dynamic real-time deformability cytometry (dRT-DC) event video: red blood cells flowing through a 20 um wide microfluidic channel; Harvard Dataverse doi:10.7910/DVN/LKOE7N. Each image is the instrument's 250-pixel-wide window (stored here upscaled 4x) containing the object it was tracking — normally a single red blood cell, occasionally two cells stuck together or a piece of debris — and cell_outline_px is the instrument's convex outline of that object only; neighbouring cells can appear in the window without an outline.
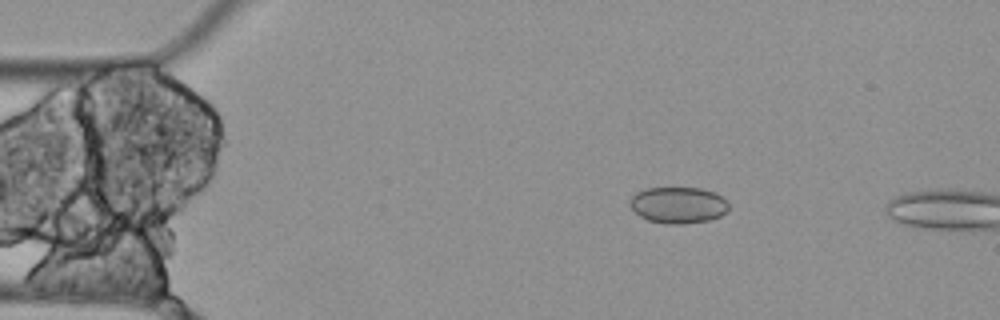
{"species": "Egyptian fruit bat (a non-hibernating species)", "species_latin": "Rousettus aegyptiacus", "temperature_condition": "cold", "stored_images_in_passage": 7, "segment_of_instrument_passage": [2, 2], "camera_frame_rate_fps": 3000, "um_per_image_px": 0.085, "animal": {"sex": "female"}, "frame": {"image": 1, "passage_image": 7, "time_ms": 2.0, "image_size_px": [1000, 320], "cell_outline_px": [[728, 212], [720, 216], [708, 220], [680, 224], [664, 224], [648, 220], [640, 216], [628, 204], [632, 196], [636, 192], [648, 188], [700, 188], [716, 192], [728, 200]], "centroid_in_image_um": [57.67, 17.43], "position_along_channel_um": 27.3, "area_um2": 21.1}}